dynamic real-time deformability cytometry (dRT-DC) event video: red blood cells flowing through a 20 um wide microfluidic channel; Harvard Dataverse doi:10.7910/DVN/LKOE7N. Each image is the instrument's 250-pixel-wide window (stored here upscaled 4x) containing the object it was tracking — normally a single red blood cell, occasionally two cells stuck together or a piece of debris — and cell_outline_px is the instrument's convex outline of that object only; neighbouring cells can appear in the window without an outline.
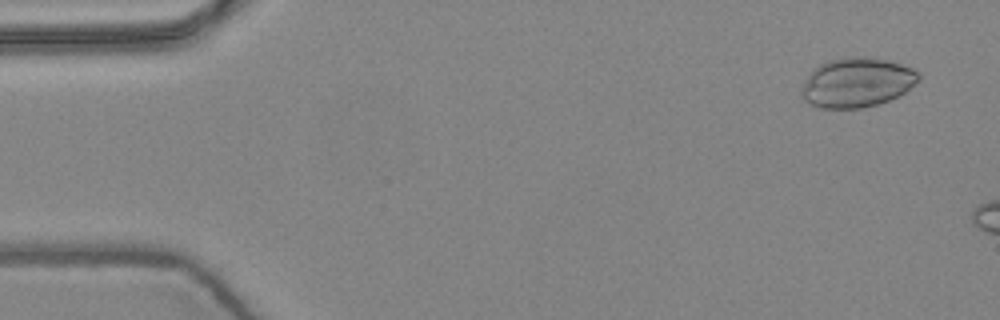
{"species": "common noctule bat (a hibernating species)", "species_latin": "Nyctalus noctula", "temperature_condition": "warm", "stored_images_in_passage": 3, "camera_frame_rate_fps": 3000, "um_per_image_px": 0.085, "animal": {"sex": "female", "body_mass_g": 24.6, "forearm_length_mm": 56.2}, "frame": {"image": 1, "passage_image": 1, "time_ms": 0.0, "image_size_px": [1000, 320], "cell_outline_px": [[920, 80], [904, 92], [888, 100], [864, 108], [820, 108], [808, 104], [800, 96], [800, 92], [812, 68], [828, 60], [844, 56], [864, 56], [888, 60], [912, 68], [920, 72]], "centroid_in_image_um": [72.81, 7.0], "position_along_channel_um": 12.2, "area_um2": 34.04}}